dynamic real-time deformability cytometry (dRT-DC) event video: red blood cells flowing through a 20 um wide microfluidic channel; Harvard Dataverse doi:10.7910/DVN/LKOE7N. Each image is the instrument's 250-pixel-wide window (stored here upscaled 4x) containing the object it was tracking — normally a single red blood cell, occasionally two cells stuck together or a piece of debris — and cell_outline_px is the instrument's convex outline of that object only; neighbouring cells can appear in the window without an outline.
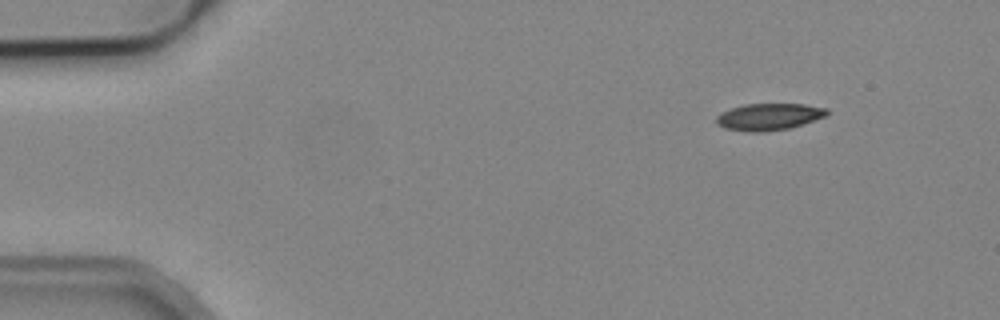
{"species": "common noctule bat (a hibernating species)", "species_latin": "Nyctalus noctula", "temperature_condition": "cold", "stored_images_in_passage": 2, "camera_frame_rate_fps": 3000, "um_per_image_px": 0.085, "animal": {"sex": "male", "body_mass_g": 19.2, "forearm_length_mm": 51.8}, "frame": {"image": 1, "passage_image": 2, "time_ms": 1.667, "image_size_px": [1000, 320], "cell_outline_px": [[828, 112], [824, 116], [788, 128], [764, 132], [752, 132], [724, 128], [716, 124], [716, 116], [732, 108], [744, 104], [804, 104], [828, 108]], "centroid_in_image_um": [65.32, 9.92], "position_along_channel_um": 19.7, "area_um2": 16.99}}